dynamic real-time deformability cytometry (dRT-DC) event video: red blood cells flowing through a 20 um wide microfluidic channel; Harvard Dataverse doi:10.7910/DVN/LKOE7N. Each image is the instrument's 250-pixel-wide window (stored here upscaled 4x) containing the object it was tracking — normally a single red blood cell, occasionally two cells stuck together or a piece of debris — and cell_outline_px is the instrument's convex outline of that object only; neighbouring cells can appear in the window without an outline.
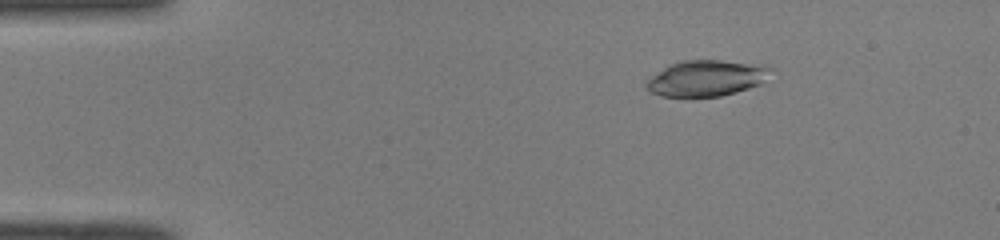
{"species": "common noctule bat (a hibernating species)", "species_latin": "Nyctalus noctula", "temperature_condition": "room temperature", "stored_images_in_passage": 50, "camera_frame_rate_fps": 3000, "um_per_image_px": 0.085, "animal": {"sex": "male", "body_mass_g": 19.0, "forearm_length_mm": 50.8}, "frame": {"image": 1, "passage_image": 8, "time_ms": 2.333, "image_size_px": [1000, 240], "cell_outline_px": [[772, 68], [760, 84], [736, 92], [720, 96], [660, 96], [652, 92], [644, 84], [652, 76], [668, 64], [684, 60], [720, 60], [768, 64]], "centroid_in_image_um": [60.06, 6.62], "position_along_channel_um": 24.9, "area_um2": 25.95}}
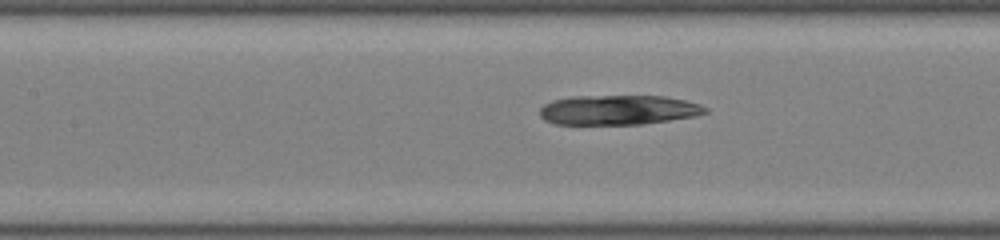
{"frame": {"image": 2, "passage_image": 23, "time_ms": 7.333, "image_size_px": [1000, 240], "cell_outline_px": [[708, 112], [696, 116], [644, 124], [556, 124], [544, 120], [540, 116], [540, 108], [544, 104], [552, 100], [572, 96], [664, 96], [684, 100], [700, 104], [708, 108]], "centroid_in_image_um": [52.56, 9.34], "position_along_channel_um": 154.8, "area_um2": 28.78}}
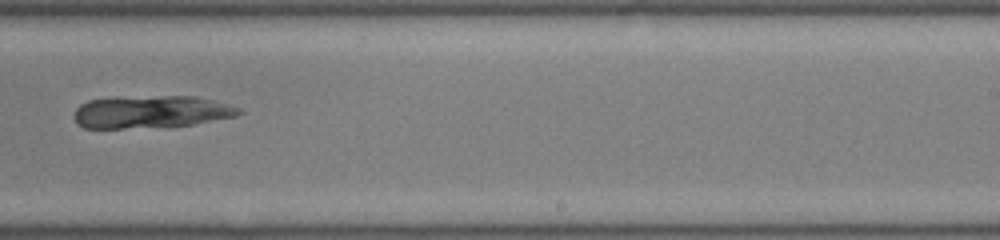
{"frame": {"image": 3, "passage_image": 32, "time_ms": 10.333, "image_size_px": [1000, 240], "cell_outline_px": [[244, 112], [236, 116], [192, 124], [124, 128], [84, 128], [76, 124], [72, 116], [76, 108], [80, 104], [88, 100], [116, 96], [196, 96], [228, 104], [240, 108]], "centroid_in_image_um": [12.77, 9.48], "position_along_channel_um": 276.2, "area_um2": 31.39}}